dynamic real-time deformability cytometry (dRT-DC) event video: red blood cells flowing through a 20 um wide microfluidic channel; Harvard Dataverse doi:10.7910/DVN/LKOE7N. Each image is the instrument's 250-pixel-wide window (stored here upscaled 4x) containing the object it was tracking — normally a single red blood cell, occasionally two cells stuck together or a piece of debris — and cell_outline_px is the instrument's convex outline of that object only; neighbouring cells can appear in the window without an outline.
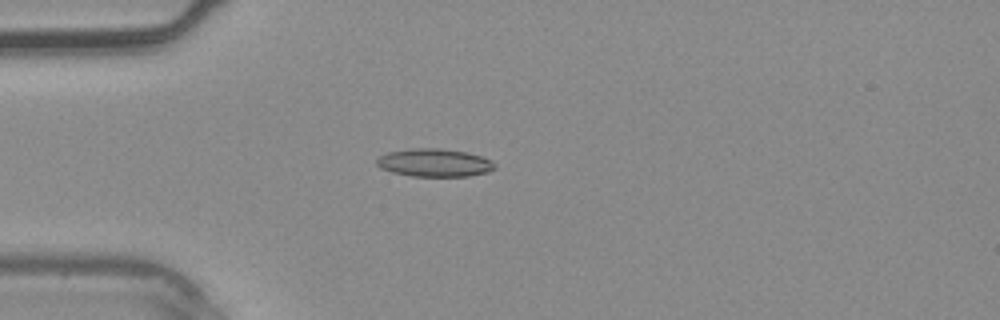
{"species": "common noctule bat (a hibernating species)", "species_latin": "Nyctalus noctula", "temperature_condition": "warm", "stored_images_in_passage": 38, "camera_frame_rate_fps": 3000, "um_per_image_px": 0.085, "animal": {"sex": "male", "body_mass_g": 20.4}, "frame": {"image": 1, "passage_image": 10, "time_ms": 3.0, "image_size_px": [1000, 320], "cell_outline_px": [[496, 168], [488, 172], [468, 176], [412, 176], [392, 172], [380, 168], [376, 164], [376, 160], [380, 156], [388, 152], [412, 148], [440, 148], [468, 152], [492, 160], [496, 164]], "centroid_in_image_um": [36.94, 13.83], "position_along_channel_um": 48.1, "area_um2": 19.36}}
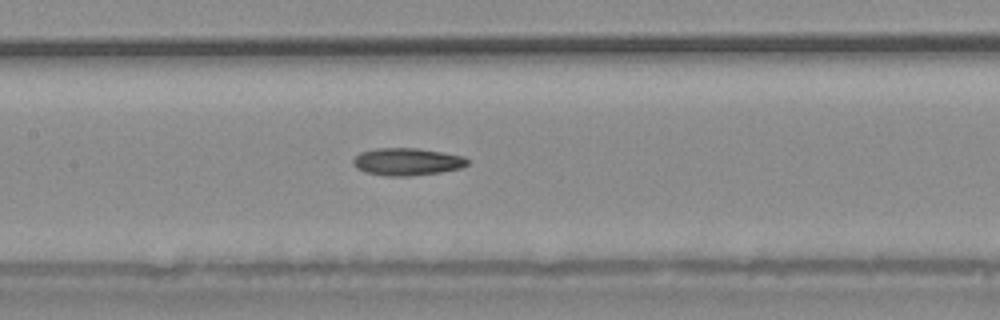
{"frame": {"image": 2, "passage_image": 18, "time_ms": 5.667, "image_size_px": [1000, 320], "cell_outline_px": [[468, 164], [460, 168], [440, 172], [412, 176], [384, 176], [364, 172], [356, 168], [352, 164], [352, 160], [360, 152], [376, 148], [416, 148], [464, 156], [468, 160]], "centroid_in_image_um": [34.55, 13.75], "position_along_channel_um": 172.8, "area_um2": 18.32}}
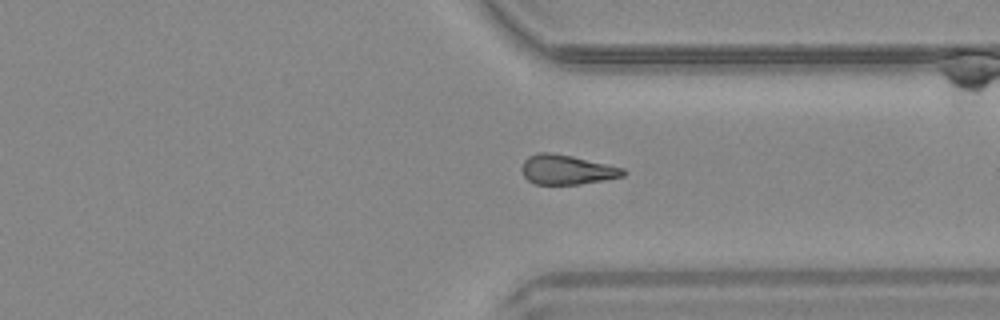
{"frame": {"image": 3, "passage_image": 29, "time_ms": 9.333, "image_size_px": [1000, 320], "cell_outline_px": [[628, 172], [624, 176], [604, 180], [580, 184], [532, 184], [524, 176], [520, 168], [524, 160], [528, 156], [536, 152], [548, 152], [572, 156], [624, 168]], "centroid_in_image_um": [48.16, 14.42], "position_along_channel_um": 363.2, "area_um2": 17.63}}